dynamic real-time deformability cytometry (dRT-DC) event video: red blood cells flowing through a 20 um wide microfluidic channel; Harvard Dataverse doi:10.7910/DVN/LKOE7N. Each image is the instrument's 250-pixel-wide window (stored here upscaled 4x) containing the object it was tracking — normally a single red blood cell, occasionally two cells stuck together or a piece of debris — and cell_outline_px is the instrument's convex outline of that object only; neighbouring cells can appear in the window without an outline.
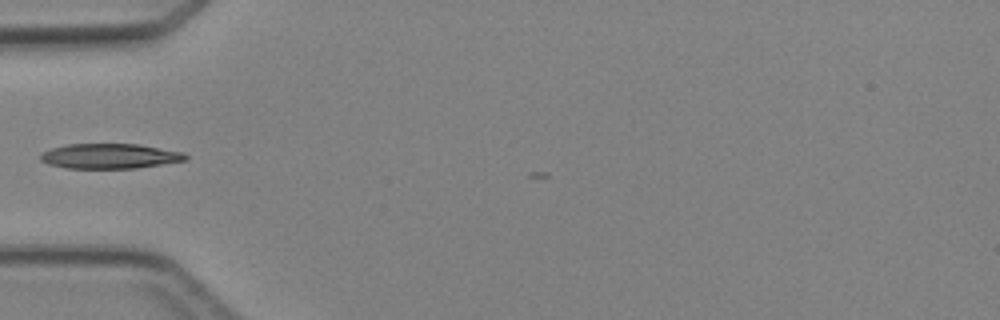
{"species": "Egyptian fruit bat (a non-hibernating species)", "species_latin": "Rousettus aegyptiacus", "temperature_condition": "cold", "stored_images_in_passage": 1, "camera_frame_rate_fps": 3000, "um_per_image_px": 0.085, "animal": {"sex": "female"}, "frame": {"image": 1, "passage_image": 1, "time_ms": 0.0, "image_size_px": [1000, 320], "cell_outline_px": [[188, 160], [136, 168], [68, 168], [48, 164], [40, 160], [40, 152], [52, 148], [68, 144], [140, 144], [184, 152], [188, 156]], "centroid_in_image_um": [9.35, 13.26], "position_along_channel_um": 75.7, "area_um2": 21.21}}